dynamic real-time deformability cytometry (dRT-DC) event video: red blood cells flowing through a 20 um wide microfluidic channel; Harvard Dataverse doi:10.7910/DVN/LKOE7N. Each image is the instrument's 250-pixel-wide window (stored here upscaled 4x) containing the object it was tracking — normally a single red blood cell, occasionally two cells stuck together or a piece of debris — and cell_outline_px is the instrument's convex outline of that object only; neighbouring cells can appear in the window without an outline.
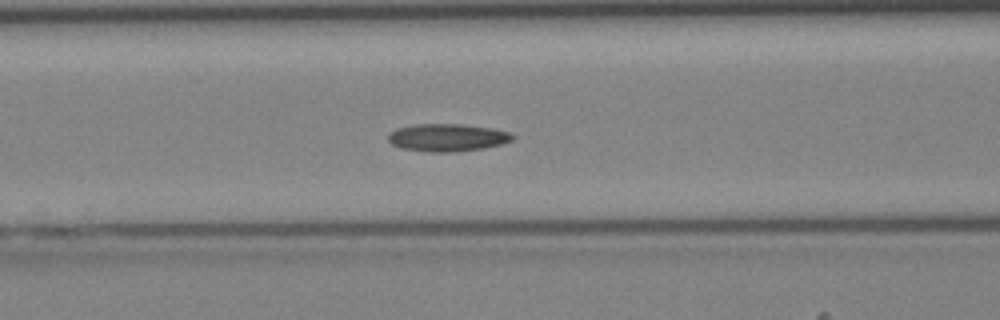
{"species": "Egyptian fruit bat (a non-hibernating species)", "species_latin": "Rousettus aegyptiacus", "temperature_condition": "cold", "stored_images_in_passage": 43, "camera_frame_rate_fps": 3000, "um_per_image_px": 0.085, "animal": {"sex": "female"}, "frame": {"image": 1, "passage_image": 18, "time_ms": 5.667, "image_size_px": [1000, 320], "cell_outline_px": [[516, 136], [512, 140], [504, 144], [484, 148], [456, 152], [428, 152], [400, 148], [392, 144], [388, 140], [388, 132], [396, 128], [412, 124], [460, 124], [492, 128], [512, 132]], "centroid_in_image_um": [38.03, 11.69], "position_along_channel_um": 128.6, "area_um2": 20.4}}
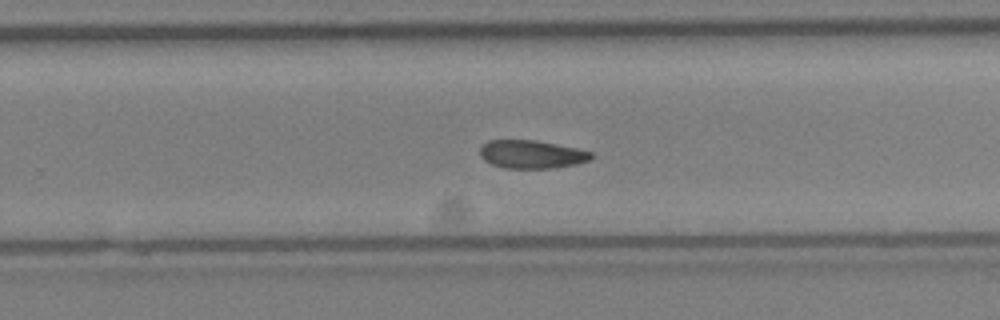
{"frame": {"image": 2, "passage_image": 28, "time_ms": 9.0, "image_size_px": [1000, 320], "cell_outline_px": [[592, 156], [588, 160], [576, 164], [552, 168], [504, 168], [492, 164], [484, 160], [480, 156], [480, 144], [488, 140], [536, 140], [576, 148], [592, 152]], "centroid_in_image_um": [45.13, 13.11], "position_along_channel_um": 284.7, "area_um2": 18.26}}
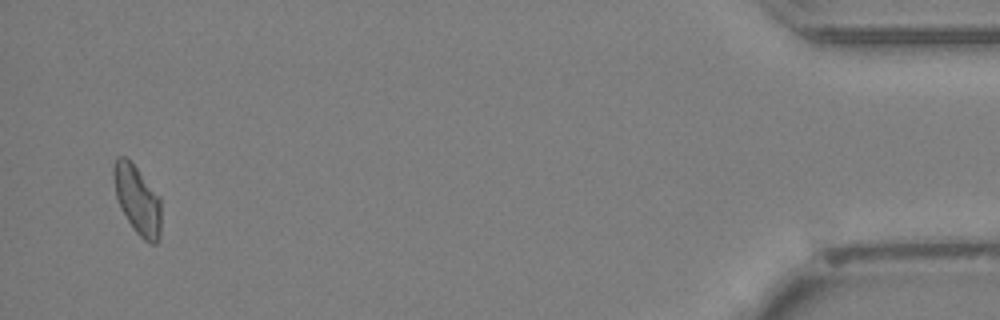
{"frame": {"image": 3, "passage_image": 42, "time_ms": 13.667, "image_size_px": [1000, 320], "cell_outline_px": [[160, 240], [156, 244], [152, 244], [144, 240], [136, 232], [120, 208], [116, 196], [112, 176], [112, 168], [116, 156], [124, 156], [136, 168], [160, 196]], "centroid_in_image_um": [11.66, 16.99], "position_along_channel_um": 423.5, "area_um2": 19.02}}